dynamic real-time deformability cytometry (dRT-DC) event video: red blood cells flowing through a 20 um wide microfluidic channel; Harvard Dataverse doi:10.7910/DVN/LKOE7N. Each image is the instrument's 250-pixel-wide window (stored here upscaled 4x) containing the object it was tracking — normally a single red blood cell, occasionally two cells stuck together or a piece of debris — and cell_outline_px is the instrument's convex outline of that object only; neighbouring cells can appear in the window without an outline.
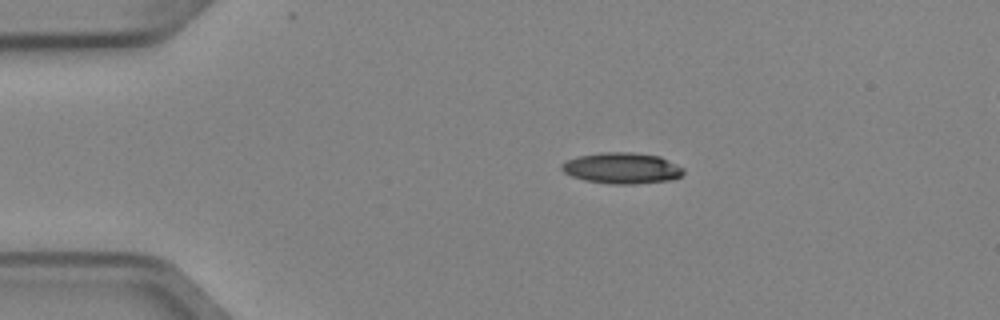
{"species": "Egyptian fruit bat (a non-hibernating species)", "species_latin": "Rousettus aegyptiacus", "temperature_condition": "cold", "stored_images_in_passage": 3, "camera_frame_rate_fps": 3000, "um_per_image_px": 0.085, "animal": {"sex": "female"}, "frame": {"image": 1, "passage_image": 1, "time_ms": 0.0, "image_size_px": [1000, 320], "cell_outline_px": [[684, 172], [680, 176], [668, 180], [632, 184], [612, 184], [584, 180], [572, 176], [564, 172], [560, 168], [560, 164], [576, 156], [600, 152], [632, 152], [660, 156], [684, 168]], "centroid_in_image_um": [52.83, 14.28], "position_along_channel_um": 32.2, "area_um2": 22.02}}